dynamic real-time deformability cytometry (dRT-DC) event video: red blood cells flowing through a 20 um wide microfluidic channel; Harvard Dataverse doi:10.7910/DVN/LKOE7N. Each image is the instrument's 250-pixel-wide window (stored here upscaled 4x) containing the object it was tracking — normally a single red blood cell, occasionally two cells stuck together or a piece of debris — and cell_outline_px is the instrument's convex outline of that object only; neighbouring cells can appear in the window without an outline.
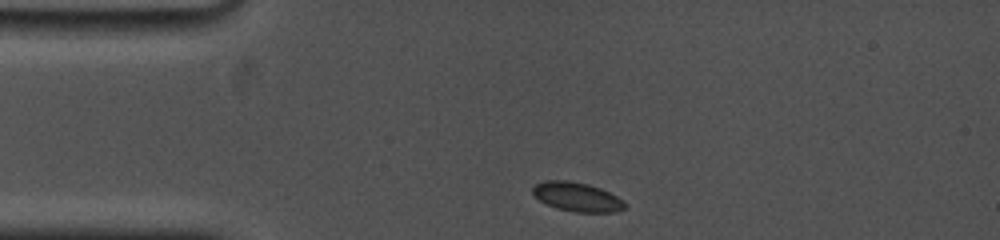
{"species": "common noctule bat (a hibernating species)", "species_latin": "Nyctalus noctula", "temperature_condition": "cold", "stored_images_in_passage": 9, "camera_frame_rate_fps": 5000, "um_per_image_px": 0.085, "animal": {"sex": "female", "body_mass_g": 19.0, "forearm_length_mm": 53.3}, "frame": {"image": 1, "passage_image": 1, "time_ms": 0.0, "image_size_px": [1000, 240], "cell_outline_px": [[624, 208], [616, 212], [576, 212], [560, 208], [548, 204], [540, 200], [532, 192], [532, 188], [536, 184], [544, 180], [568, 180], [588, 184], [600, 188], [624, 200]], "centroid_in_image_um": [49.05, 16.72], "position_along_channel_um": 35.9, "area_um2": 15.37}}
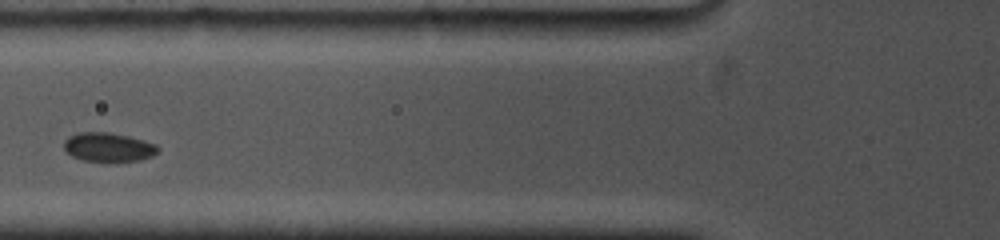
{"frame": {"image": 2, "passage_image": 6, "time_ms": 3.0, "image_size_px": [1000, 240], "cell_outline_px": [[160, 148], [152, 156], [140, 160], [84, 160], [72, 156], [64, 152], [64, 140], [68, 136], [80, 132], [108, 132], [128, 136], [144, 140], [156, 144]], "centroid_in_image_um": [9.18, 12.48], "position_along_channel_um": 116.6, "area_um2": 15.66}}
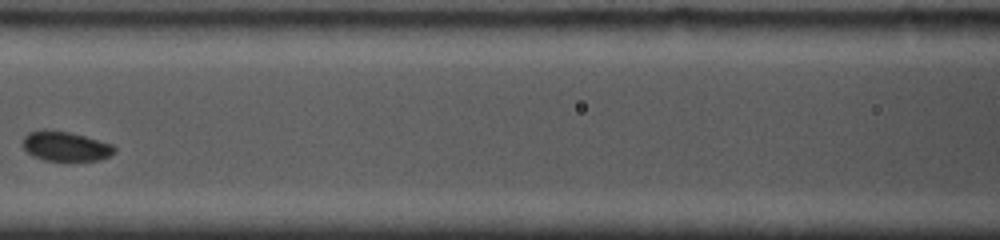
{"frame": {"image": 3, "passage_image": 8, "time_ms": 4.2, "image_size_px": [1000, 240], "cell_outline_px": [[116, 152], [100, 160], [44, 160], [32, 156], [20, 144], [24, 136], [28, 132], [40, 128], [44, 128], [72, 132], [112, 144], [116, 148]], "centroid_in_image_um": [5.52, 12.4], "position_along_channel_um": 161.1, "area_um2": 16.18}}